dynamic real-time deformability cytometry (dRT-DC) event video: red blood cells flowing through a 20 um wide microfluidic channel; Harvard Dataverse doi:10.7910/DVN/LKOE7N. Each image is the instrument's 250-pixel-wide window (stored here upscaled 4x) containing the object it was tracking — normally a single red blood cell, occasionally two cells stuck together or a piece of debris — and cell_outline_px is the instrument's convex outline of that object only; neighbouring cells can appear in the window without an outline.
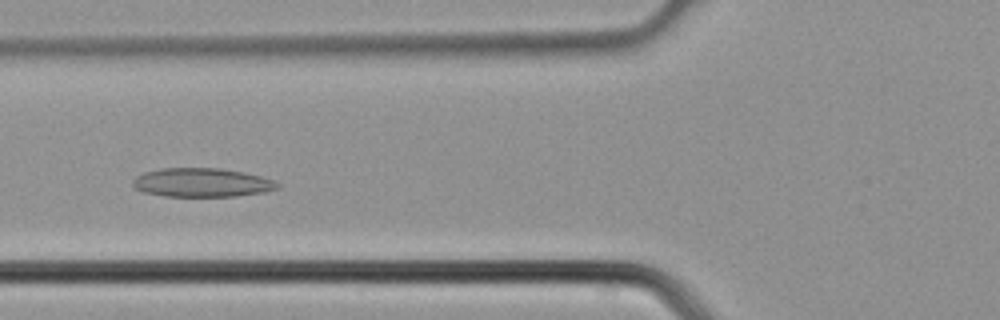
{"species": "common noctule bat (a hibernating species)", "species_latin": "Nyctalus noctula", "temperature_condition": "cold", "stored_images_in_passage": 5, "camera_frame_rate_fps": 3000, "um_per_image_px": 0.085, "animal": {"sex": "male", "body_mass_g": 21.5, "forearm_length_mm": 52.0}, "frame": {"image": 1, "passage_image": 5, "time_ms": 1.333, "image_size_px": [1000, 320], "cell_outline_px": [[280, 188], [264, 192], [236, 196], [164, 196], [144, 192], [132, 188], [132, 180], [136, 176], [144, 172], [160, 168], [220, 168], [244, 172], [276, 180], [280, 184]], "centroid_in_image_um": [17.16, 15.51], "position_along_channel_um": 108.6, "area_um2": 24.57}}